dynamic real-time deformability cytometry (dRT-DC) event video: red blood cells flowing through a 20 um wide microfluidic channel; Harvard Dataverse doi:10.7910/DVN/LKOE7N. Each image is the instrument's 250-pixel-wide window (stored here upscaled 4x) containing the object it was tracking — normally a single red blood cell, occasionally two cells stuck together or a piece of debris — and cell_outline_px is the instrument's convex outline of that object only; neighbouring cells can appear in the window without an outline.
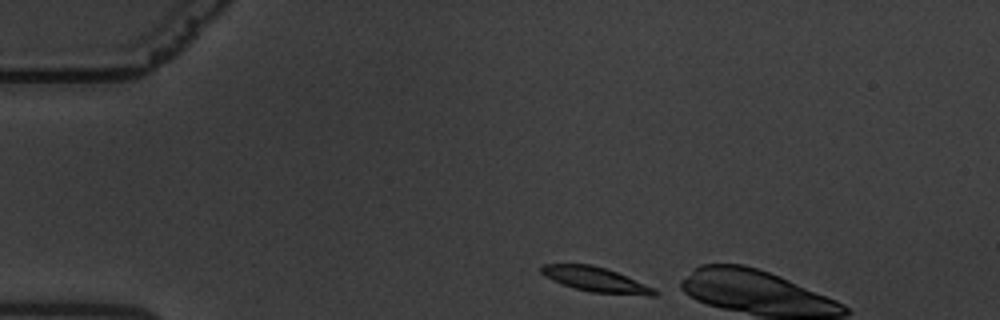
{"species": "common noctule bat (a hibernating species)", "species_latin": "Nyctalus noctula", "temperature_condition": "warm", "stored_images_in_passage": 4, "camera_frame_rate_fps": 3000, "um_per_image_px": 0.085, "animal": {"sex": "male", "body_mass_g": 19.5, "forearm_length_mm": 54.6}, "frame": {"image": 1, "passage_image": 1, "time_ms": 0.0, "image_size_px": [1000, 320], "cell_outline_px": [[660, 292], [656, 296], [648, 296], [592, 292], [560, 284], [544, 276], [540, 272], [540, 268], [544, 264], [592, 264], [616, 272], [656, 288]], "centroid_in_image_um": [50.67, 23.77], "position_along_channel_um": 34.3, "area_um2": 16.42}}